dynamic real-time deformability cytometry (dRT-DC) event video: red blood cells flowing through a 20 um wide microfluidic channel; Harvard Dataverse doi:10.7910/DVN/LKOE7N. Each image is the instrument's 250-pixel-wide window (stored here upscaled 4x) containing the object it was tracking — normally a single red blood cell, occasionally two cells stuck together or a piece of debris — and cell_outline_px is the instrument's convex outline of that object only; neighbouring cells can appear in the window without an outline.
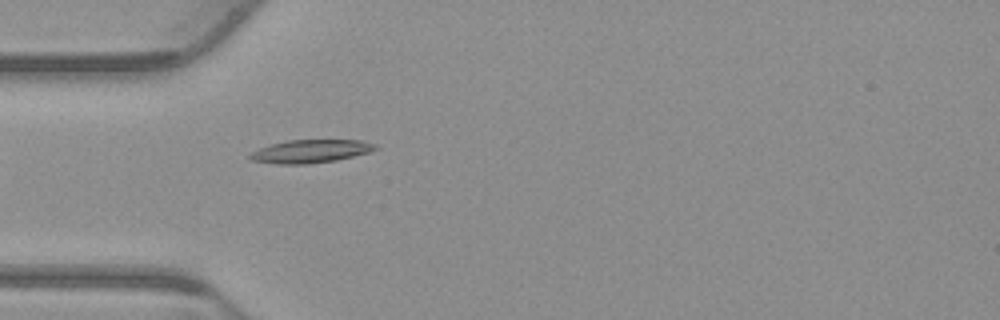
{"species": "common noctule bat (a hibernating species)", "species_latin": "Nyctalus noctula", "temperature_condition": "warm", "stored_images_in_passage": 23, "camera_frame_rate_fps": 3000, "um_per_image_px": 0.085, "animal": {"sex": "male", "body_mass_g": 23.1, "forearm_length_mm": 52.7}, "frame": {"image": 1, "passage_image": 1, "time_ms": 0.0, "image_size_px": [1000, 320], "cell_outline_px": [[380, 148], [368, 152], [336, 160], [308, 164], [280, 164], [252, 160], [248, 156], [252, 152], [260, 148], [272, 144], [288, 140], [364, 140], [376, 144]], "centroid_in_image_um": [26.44, 12.85], "position_along_channel_um": 58.6, "area_um2": 16.76}}
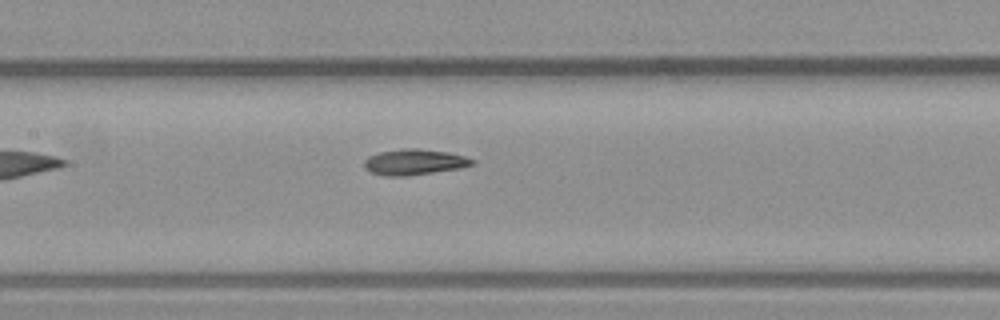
{"frame": {"image": 2, "passage_image": 10, "time_ms": 3.0, "image_size_px": [1000, 320], "cell_outline_px": [[476, 164], [460, 168], [408, 176], [384, 176], [372, 172], [364, 168], [364, 160], [368, 156], [380, 152], [404, 148], [420, 148], [448, 152], [464, 156], [476, 160]], "centroid_in_image_um": [35.23, 13.77], "position_along_channel_um": 172.2, "area_um2": 16.36}}
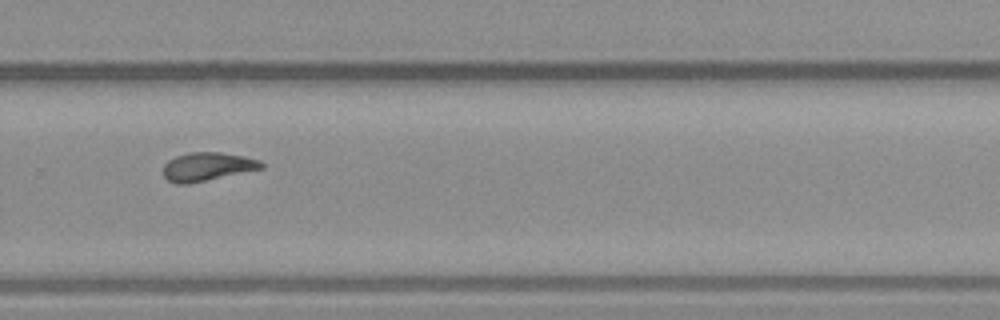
{"frame": {"image": 3, "passage_image": 21, "time_ms": 6.667, "image_size_px": [1000, 320], "cell_outline_px": [[264, 168], [188, 184], [176, 184], [168, 180], [164, 176], [164, 164], [168, 160], [176, 156], [188, 152], [220, 152], [244, 156], [260, 160], [264, 164]], "centroid_in_image_um": [17.62, 14.16], "position_along_channel_um": 312.2, "area_um2": 16.3}}